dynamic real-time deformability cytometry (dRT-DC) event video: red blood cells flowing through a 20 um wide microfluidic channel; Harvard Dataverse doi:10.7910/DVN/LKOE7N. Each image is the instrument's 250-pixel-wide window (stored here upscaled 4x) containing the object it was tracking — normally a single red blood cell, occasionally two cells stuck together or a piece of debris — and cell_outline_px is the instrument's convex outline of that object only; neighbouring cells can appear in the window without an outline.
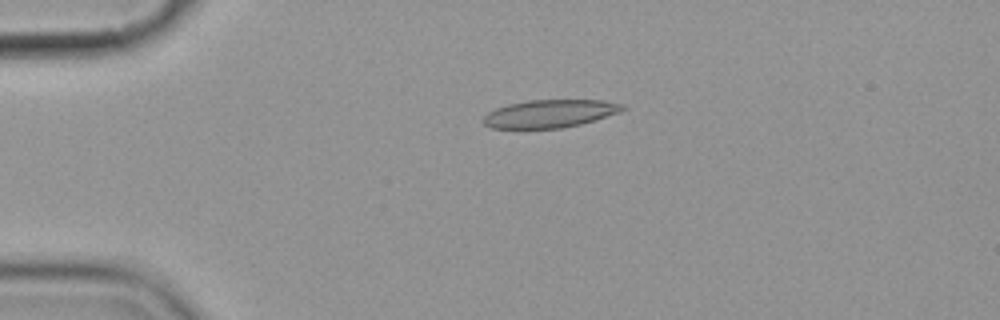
{"species": "common noctule bat (a hibernating species)", "species_latin": "Nyctalus noctula", "temperature_condition": "cold", "stored_images_in_passage": 5, "camera_frame_rate_fps": 3000, "um_per_image_px": 0.085, "animal": {"sex": "female", "body_mass_g": 19.9}, "frame": {"image": 1, "passage_image": 4, "time_ms": 3.333, "image_size_px": [1000, 320], "cell_outline_px": [[628, 108], [620, 112], [580, 124], [560, 128], [492, 128], [484, 124], [480, 120], [488, 112], [496, 108], [508, 104], [528, 100], [604, 100], [624, 104]], "centroid_in_image_um": [46.74, 9.65], "position_along_channel_um": 38.3, "area_um2": 22.66}}